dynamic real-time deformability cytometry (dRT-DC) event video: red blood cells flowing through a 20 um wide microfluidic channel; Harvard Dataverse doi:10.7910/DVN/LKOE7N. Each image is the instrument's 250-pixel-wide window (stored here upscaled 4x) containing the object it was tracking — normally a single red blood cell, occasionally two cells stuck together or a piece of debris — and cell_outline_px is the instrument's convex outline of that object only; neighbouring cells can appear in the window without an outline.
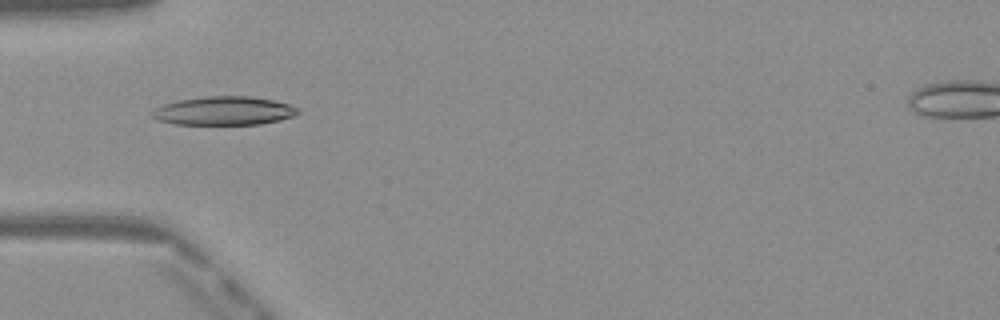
{"species": "Egyptian fruit bat (a non-hibernating species)", "species_latin": "Rousettus aegyptiacus", "temperature_condition": "warm", "stored_images_in_passage": 5, "camera_frame_rate_fps": 3000, "um_per_image_px": 0.085, "frame": {"image": 1, "passage_image": 2, "time_ms": 0.333, "image_size_px": [1000, 320], "cell_outline_px": [[300, 112], [296, 116], [280, 120], [260, 124], [176, 124], [160, 120], [152, 116], [152, 112], [156, 108], [164, 104], [180, 100], [204, 96], [248, 96], [276, 100], [300, 108]], "centroid_in_image_um": [19.12, 9.41], "position_along_channel_um": 65.9, "area_um2": 24.28}}